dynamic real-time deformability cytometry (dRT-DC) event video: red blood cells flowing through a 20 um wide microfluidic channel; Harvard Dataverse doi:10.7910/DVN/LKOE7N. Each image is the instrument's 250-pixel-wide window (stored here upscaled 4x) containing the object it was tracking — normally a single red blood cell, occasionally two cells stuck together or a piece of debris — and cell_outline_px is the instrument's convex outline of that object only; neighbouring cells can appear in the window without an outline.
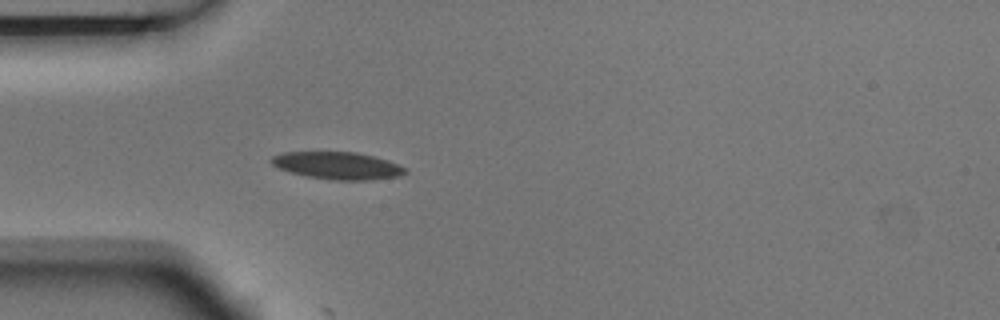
{"species": "Egyptian fruit bat (a non-hibernating species)", "species_latin": "Rousettus aegyptiacus", "temperature_condition": "room temperature", "stored_images_in_passage": 4, "camera_frame_rate_fps": 3000, "um_per_image_px": 0.085, "animal": {"sex": "male"}, "frame": {"image": 1, "passage_image": 4, "time_ms": 1.0, "image_size_px": [1000, 320], "cell_outline_px": [[408, 172], [400, 176], [368, 180], [332, 180], [308, 176], [292, 172], [280, 168], [272, 164], [268, 160], [272, 156], [284, 152], [356, 152], [388, 160], [408, 168]], "centroid_in_image_um": [28.73, 14.07], "position_along_channel_um": 56.3, "area_um2": 21.27}}